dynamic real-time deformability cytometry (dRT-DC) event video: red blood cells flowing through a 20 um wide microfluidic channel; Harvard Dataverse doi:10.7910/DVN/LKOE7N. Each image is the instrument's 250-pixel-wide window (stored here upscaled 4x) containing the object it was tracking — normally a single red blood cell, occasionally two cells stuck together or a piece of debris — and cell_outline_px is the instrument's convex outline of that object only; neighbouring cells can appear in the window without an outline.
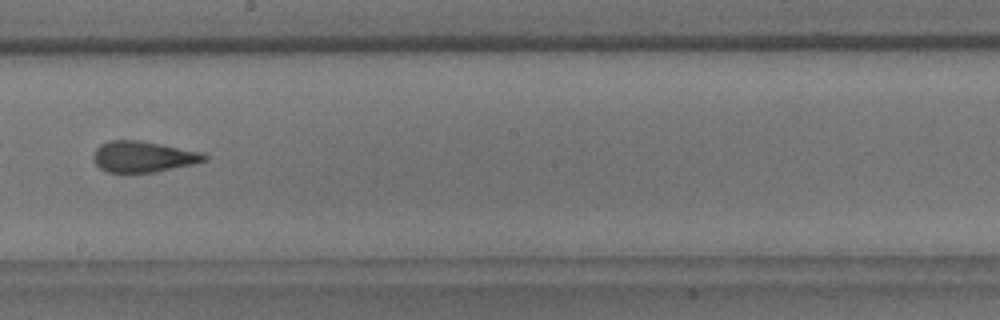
{"species": "common noctule bat (a hibernating species)", "species_latin": "Nyctalus noctula", "temperature_condition": "room temperature", "stored_images_in_passage": 9, "camera_frame_rate_fps": 3000, "um_per_image_px": 0.085, "animal": {"sex": "male", "body_mass_g": 18.8}, "frame": {"image": 1, "passage_image": 9, "time_ms": 9.0, "image_size_px": [1000, 320], "cell_outline_px": [[208, 160], [192, 164], [156, 172], [108, 172], [100, 168], [92, 160], [92, 156], [96, 148], [100, 144], [108, 140], [136, 140], [160, 144], [200, 152], [208, 156]], "centroid_in_image_um": [12.13, 13.32], "position_along_channel_um": 236.1, "area_um2": 19.94}}